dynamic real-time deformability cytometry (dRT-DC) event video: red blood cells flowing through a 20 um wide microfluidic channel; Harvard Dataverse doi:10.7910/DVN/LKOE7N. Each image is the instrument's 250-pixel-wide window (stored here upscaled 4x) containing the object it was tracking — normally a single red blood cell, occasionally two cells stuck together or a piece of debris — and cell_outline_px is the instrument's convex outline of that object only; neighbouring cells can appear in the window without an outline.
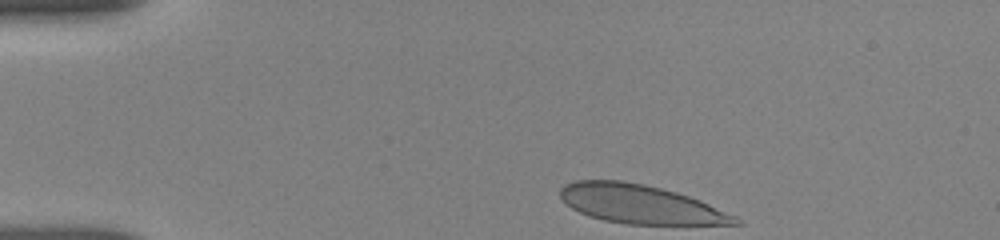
{"species": "human", "species_latin": "Homo sapiens", "temperature_condition": "room temperature", "stored_images_in_passage": 5, "camera_frame_rate_fps": 3000, "um_per_image_px": 0.085, "donor": {"sex": "female"}, "frame": {"image": 1, "passage_image": 1, "time_ms": 0.0, "image_size_px": [1000, 240], "cell_outline_px": [[744, 224], [628, 224], [604, 220], [588, 216], [572, 208], [560, 196], [560, 188], [564, 184], [576, 180], [620, 180], [644, 184], [676, 192], [700, 200], [736, 216]], "centroid_in_image_um": [54.42, 17.35], "position_along_channel_um": 30.6, "area_um2": 39.25}}
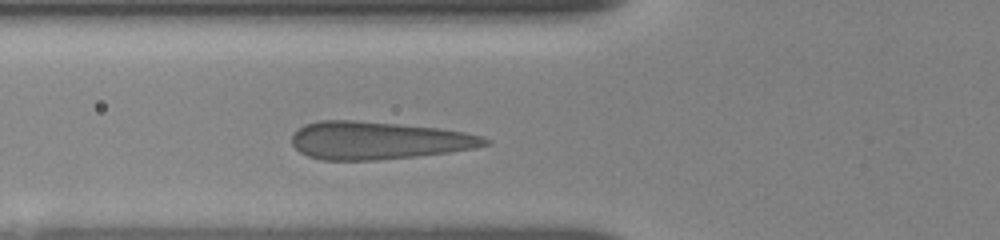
{"frame": {"image": 2, "passage_image": 5, "time_ms": 3.333, "image_size_px": [1000, 240], "cell_outline_px": [[492, 140], [488, 144], [476, 148], [448, 152], [416, 156], [376, 160], [324, 160], [308, 156], [300, 152], [292, 144], [292, 136], [304, 124], [320, 120], [352, 120], [396, 124], [436, 128], [464, 132], [484, 136]], "centroid_in_image_um": [32.16, 11.94], "position_along_channel_um": 93.6, "area_um2": 42.25}}